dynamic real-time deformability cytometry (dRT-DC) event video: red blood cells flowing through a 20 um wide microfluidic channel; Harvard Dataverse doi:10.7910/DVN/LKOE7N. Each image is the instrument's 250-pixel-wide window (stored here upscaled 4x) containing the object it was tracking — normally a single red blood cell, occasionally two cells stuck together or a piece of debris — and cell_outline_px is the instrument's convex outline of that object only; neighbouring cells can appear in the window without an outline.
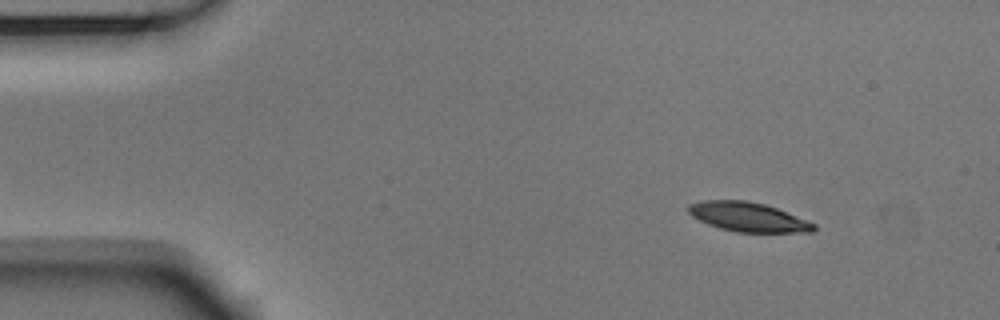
{"species": "Egyptian fruit bat (a non-hibernating species)", "species_latin": "Rousettus aegyptiacus", "temperature_condition": "room temperature", "stored_images_in_passage": 48, "camera_frame_rate_fps": 3000, "um_per_image_px": 0.085, "animal": {"sex": "male"}, "frame": {"image": 1, "passage_image": 1, "time_ms": 0.0, "image_size_px": [1000, 320], "cell_outline_px": [[816, 228], [812, 232], [736, 232], [720, 228], [708, 224], [692, 216], [688, 212], [688, 204], [704, 200], [744, 200], [764, 204], [776, 208], [816, 224]], "centroid_in_image_um": [63.57, 18.44], "position_along_channel_um": 21.4, "area_um2": 21.21}}
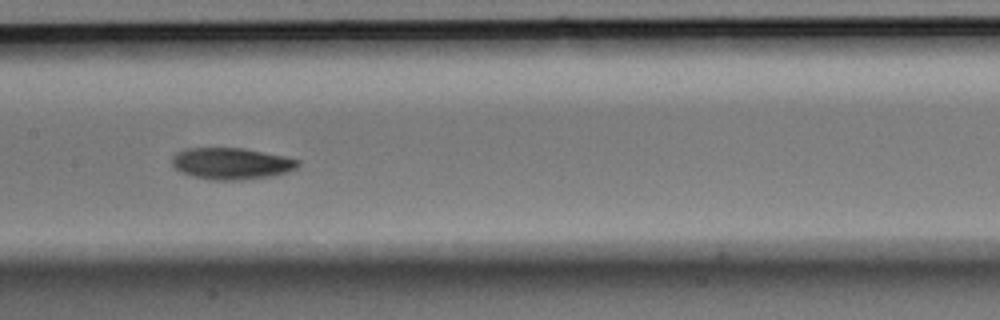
{"frame": {"image": 2, "passage_image": 21, "time_ms": 6.667, "image_size_px": [1000, 320], "cell_outline_px": [[300, 164], [296, 168], [288, 172], [272, 176], [244, 180], [208, 180], [192, 176], [180, 172], [172, 164], [172, 156], [188, 148], [240, 148], [284, 156], [300, 160]], "centroid_in_image_um": [19.68, 13.92], "position_along_channel_um": 187.7, "area_um2": 23.18}}
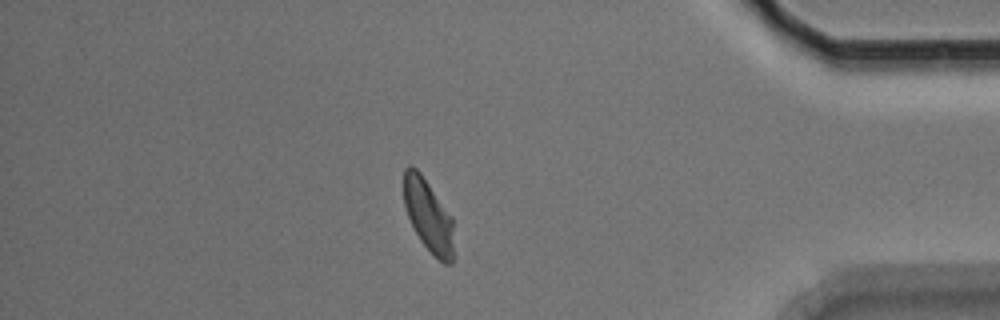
{"frame": {"image": 3, "passage_image": 41, "time_ms": 13.333, "image_size_px": [1000, 320], "cell_outline_px": [[452, 264], [444, 264], [420, 240], [408, 216], [404, 204], [404, 168], [408, 164], [412, 164], [420, 172], [452, 216]], "centroid_in_image_um": [36.39, 18.26], "position_along_channel_um": 398.8, "area_um2": 20.69}, "authors_computed_cell_mechanics": {"area_um2": 22.5998, "velocity_mm_per_s": 3.6985, "shape_relaxation_time_tau1_ms": 2.7773, "shape_relaxation_time_tau2_ms": 6.9752, "deformation_change_tau1": 0.1238, "deformation_change_tau2": 0.1117}}